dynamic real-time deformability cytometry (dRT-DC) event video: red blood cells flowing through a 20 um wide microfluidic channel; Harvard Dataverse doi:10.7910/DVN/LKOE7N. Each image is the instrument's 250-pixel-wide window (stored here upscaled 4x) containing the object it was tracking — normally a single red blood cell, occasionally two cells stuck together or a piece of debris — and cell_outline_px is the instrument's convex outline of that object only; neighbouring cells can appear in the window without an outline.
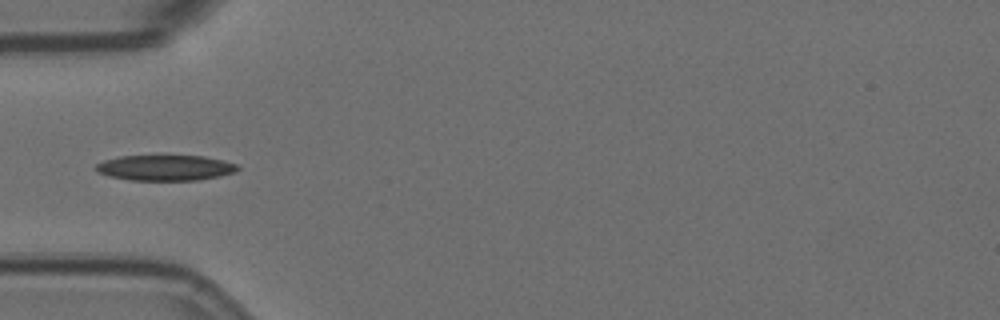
{"species": "Egyptian fruit bat (a non-hibernating species)", "species_latin": "Rousettus aegyptiacus", "temperature_condition": "room temperature", "stored_images_in_passage": 14, "camera_frame_rate_fps": 3000, "um_per_image_px": 0.085, "animal": {"sex": "female"}, "frame": {"image": 1, "passage_image": 4, "time_ms": 1.0, "image_size_px": [1000, 320], "cell_outline_px": [[240, 168], [236, 172], [220, 176], [200, 180], [128, 180], [108, 176], [96, 172], [96, 164], [104, 160], [120, 156], [204, 156], [224, 160], [240, 164]], "centroid_in_image_um": [14.09, 14.26], "position_along_channel_um": 70.9, "area_um2": 21.33}}
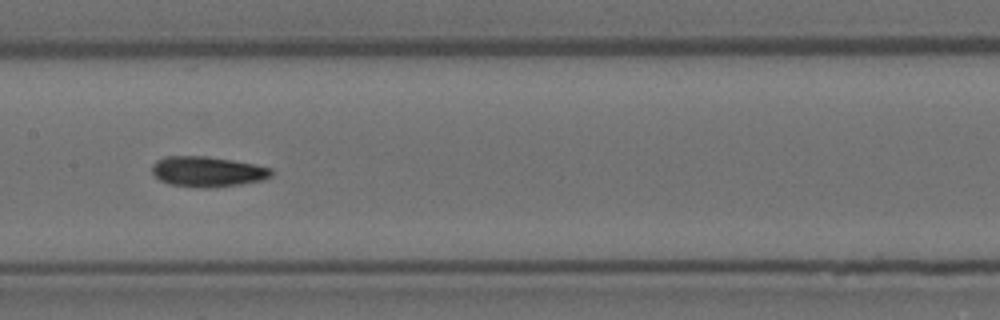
{"frame": {"image": 2, "passage_image": 7, "time_ms": 2.0, "image_size_px": [1000, 320], "cell_outline_px": [[272, 176], [260, 180], [240, 184], [208, 188], [200, 188], [168, 184], [160, 180], [152, 172], [152, 164], [156, 160], [168, 156], [208, 156], [232, 160], [272, 168]], "centroid_in_image_um": [17.6, 14.59], "position_along_channel_um": 189.8, "area_um2": 21.04}}
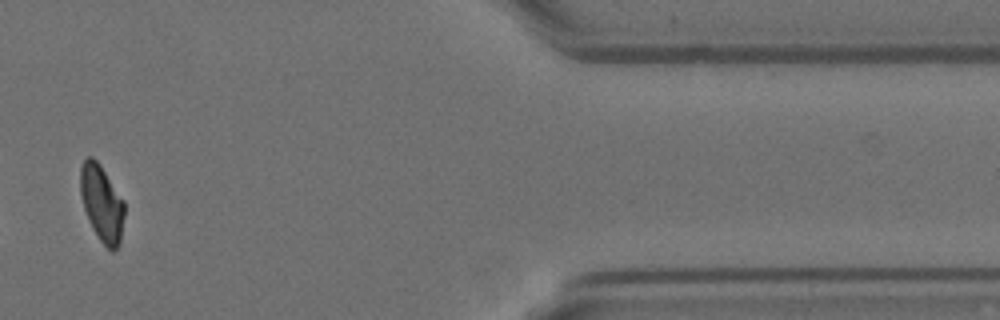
{"frame": {"image": 3, "passage_image": 13, "time_ms": 4.0, "image_size_px": [1000, 320], "cell_outline_px": [[124, 216], [120, 244], [112, 252], [100, 240], [92, 228], [84, 208], [80, 192], [80, 168], [84, 160], [88, 156], [92, 156], [100, 164], [124, 200]], "centroid_in_image_um": [8.66, 17.27], "position_along_channel_um": 402.7, "area_um2": 19.59}}